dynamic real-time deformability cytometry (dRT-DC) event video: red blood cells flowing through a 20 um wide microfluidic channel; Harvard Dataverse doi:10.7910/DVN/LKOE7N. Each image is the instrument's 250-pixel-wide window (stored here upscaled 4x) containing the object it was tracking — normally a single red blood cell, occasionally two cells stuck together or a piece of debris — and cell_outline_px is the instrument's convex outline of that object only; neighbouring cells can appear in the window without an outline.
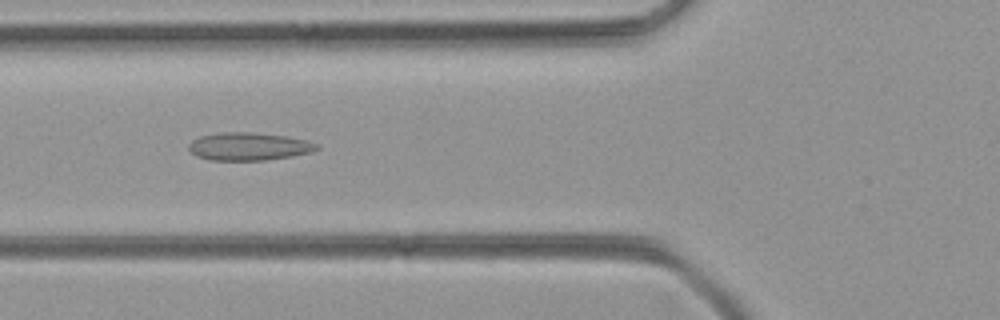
{"species": "common noctule bat (a hibernating species)", "species_latin": "Nyctalus noctula", "temperature_condition": "room temperature", "stored_images_in_passage": 8, "camera_frame_rate_fps": 3000, "um_per_image_px": 0.085, "animal": {"sex": "female", "body_mass_g": 21.9}, "frame": {"image": 1, "passage_image": 5, "time_ms": 1.333, "image_size_px": [1000, 320], "cell_outline_px": [[320, 148], [312, 152], [292, 156], [264, 160], [208, 160], [196, 156], [188, 148], [188, 144], [192, 140], [200, 136], [220, 132], [248, 132], [284, 136], [308, 140], [320, 144]], "centroid_in_image_um": [21.16, 12.45], "position_along_channel_um": 104.6, "area_um2": 20.87}}
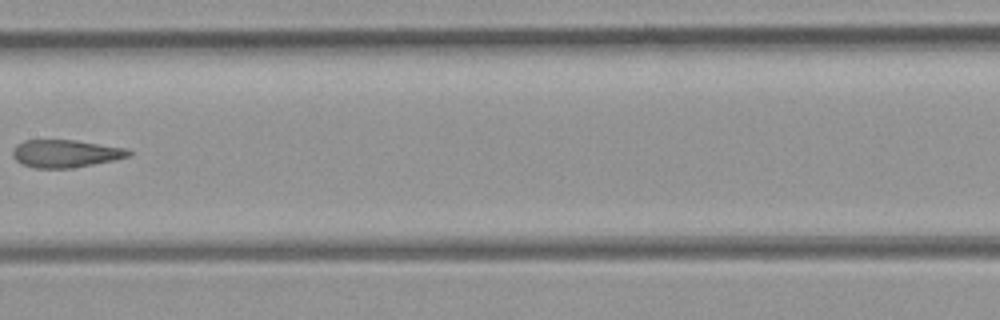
{"frame": {"image": 2, "passage_image": 7, "time_ms": 2.0, "image_size_px": [1000, 320], "cell_outline_px": [[132, 152], [128, 156], [112, 160], [72, 168], [36, 168], [24, 164], [16, 160], [12, 156], [12, 148], [16, 144], [24, 140], [76, 140], [124, 148]], "centroid_in_image_um": [5.5, 13.04], "position_along_channel_um": 201.9, "area_um2": 18.5}}
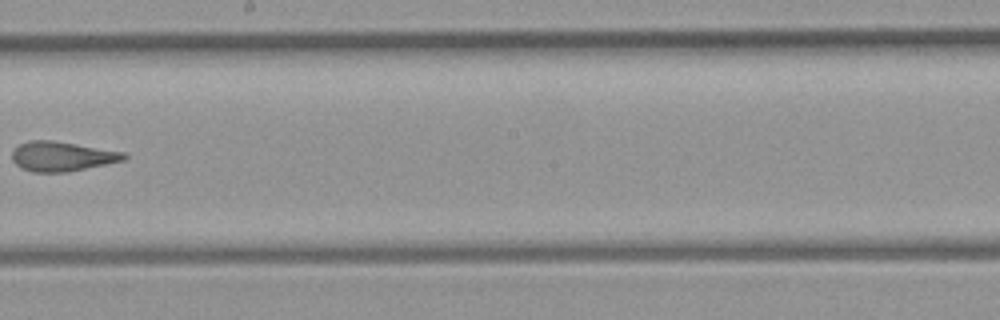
{"frame": {"image": 3, "passage_image": 8, "time_ms": 2.333, "image_size_px": [1000, 320], "cell_outline_px": [[128, 156], [124, 160], [68, 172], [32, 172], [20, 168], [12, 160], [12, 148], [20, 144], [32, 140], [52, 140], [124, 152]], "centroid_in_image_um": [5.22, 13.29], "position_along_channel_um": 243.0, "area_um2": 19.31}}